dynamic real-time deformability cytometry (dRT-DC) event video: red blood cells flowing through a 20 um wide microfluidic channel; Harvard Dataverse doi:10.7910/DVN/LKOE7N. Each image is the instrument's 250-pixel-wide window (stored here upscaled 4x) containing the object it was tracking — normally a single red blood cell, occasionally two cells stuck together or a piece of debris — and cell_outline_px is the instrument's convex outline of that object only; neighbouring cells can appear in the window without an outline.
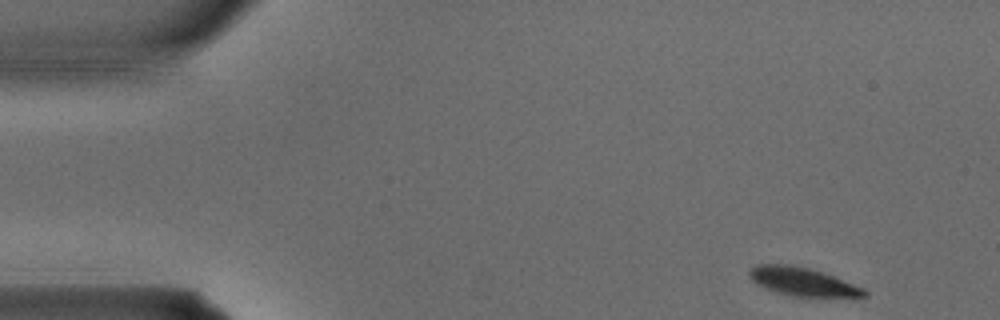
{"species": "common noctule bat (a hibernating species)", "species_latin": "Nyctalus noctula", "temperature_condition": "warm", "stored_images_in_passage": 3, "camera_frame_rate_fps": 3000, "um_per_image_px": 0.085, "animal": {"sex": "male", "body_mass_g": 15.6}, "frame": {"image": 1, "passage_image": 1, "time_ms": 0.0, "image_size_px": [1000, 320], "cell_outline_px": [[868, 296], [792, 296], [776, 292], [756, 284], [748, 276], [748, 272], [756, 264], [792, 264], [808, 268], [832, 276], [864, 288], [868, 292]], "centroid_in_image_um": [68.16, 23.93], "position_along_channel_um": 16.8, "area_um2": 18.67}}
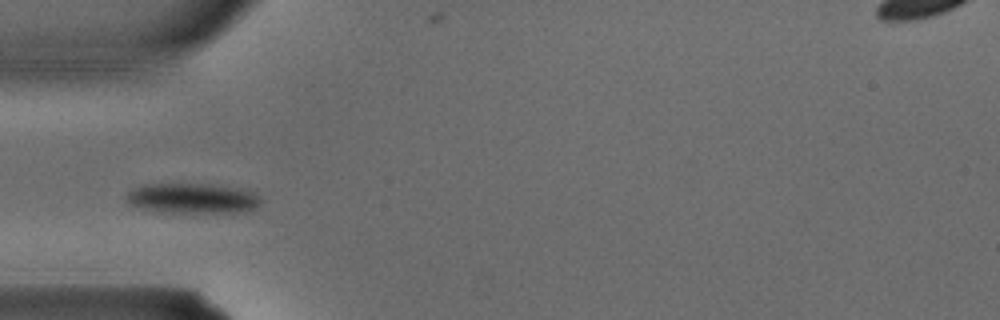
{"frame": {"image": 2, "passage_image": 3, "time_ms": 0.667, "image_size_px": [1000, 320], "cell_outline_px": [[264, 200], [256, 208], [248, 212], [156, 212], [136, 208], [124, 196], [132, 188], [144, 184], [212, 184], [244, 188], [256, 192]], "centroid_in_image_um": [16.42, 16.85], "position_along_channel_um": 68.6, "area_um2": 24.28}}